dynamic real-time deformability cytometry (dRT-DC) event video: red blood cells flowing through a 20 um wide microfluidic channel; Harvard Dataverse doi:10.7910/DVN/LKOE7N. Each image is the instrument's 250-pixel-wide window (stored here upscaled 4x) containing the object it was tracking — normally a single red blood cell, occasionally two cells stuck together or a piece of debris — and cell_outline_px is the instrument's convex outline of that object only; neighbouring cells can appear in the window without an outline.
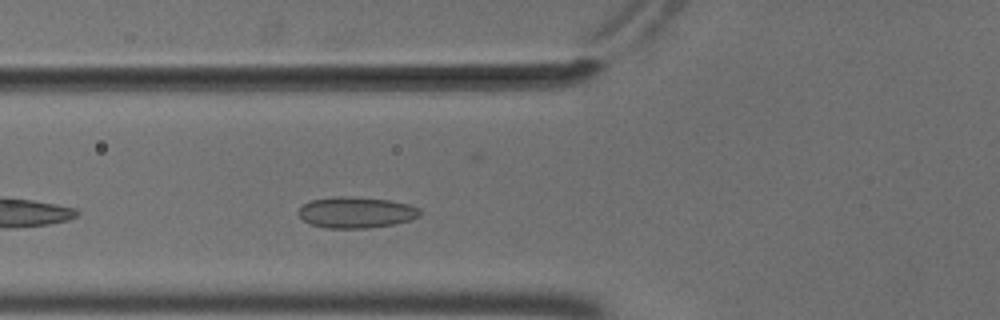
{"species": "common noctule bat (a hibernating species)", "species_latin": "Nyctalus noctula", "temperature_condition": "cold", "stored_images_in_passage": 31, "camera_frame_rate_fps": 3000, "um_per_image_px": 0.085, "animal": {"sex": "male", "body_mass_g": 18.8}, "frame": {"image": 1, "passage_image": 5, "time_ms": 1.333, "image_size_px": [1000, 320], "cell_outline_px": [[420, 216], [412, 220], [396, 224], [368, 228], [324, 228], [312, 224], [304, 220], [296, 212], [304, 204], [312, 200], [332, 196], [348, 196], [388, 200], [408, 204], [420, 208]], "centroid_in_image_um": [30.29, 18.06], "position_along_channel_um": 95.5, "area_um2": 22.14}}
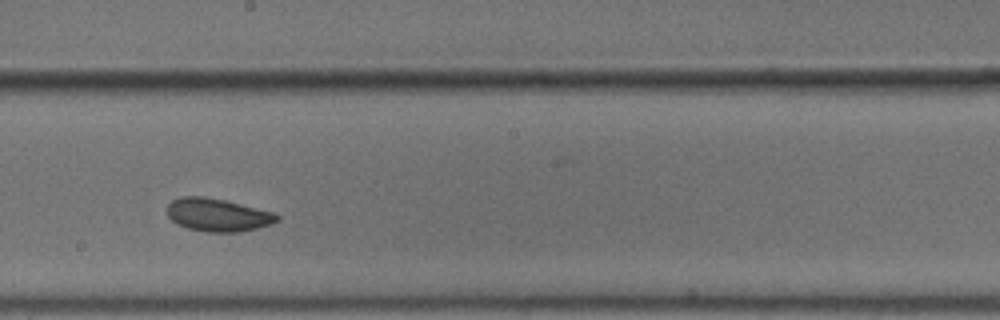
{"frame": {"image": 2, "passage_image": 16, "time_ms": 5.0, "image_size_px": [1000, 320], "cell_outline_px": [[280, 220], [272, 224], [240, 232], [208, 232], [188, 228], [176, 224], [168, 216], [168, 204], [172, 200], [184, 196], [200, 196], [224, 200], [276, 212], [280, 216]], "centroid_in_image_um": [18.55, 18.27], "position_along_channel_um": 229.7, "area_um2": 21.15}}
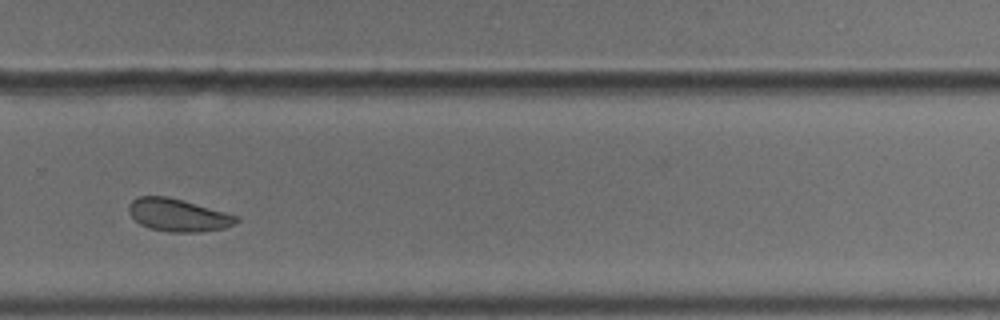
{"frame": {"image": 3, "passage_image": 23, "time_ms": 7.333, "image_size_px": [1000, 320], "cell_outline_px": [[240, 220], [236, 224], [224, 228], [200, 232], [168, 232], [152, 228], [140, 224], [128, 212], [128, 204], [132, 200], [140, 196], [164, 196], [180, 200], [224, 212], [236, 216]], "centroid_in_image_um": [15.12, 18.29], "position_along_channel_um": 314.7, "area_um2": 20.11}, "authors_computed_cell_mechanics": {"area_um2": 20.808, "velocity_mm_per_s": 3.6508, "shape_relaxation_time_tau1_ms": 10.1129, "shape_relaxation_time_tau2_ms": 2.6276, "deformation_change_tau1": 0.1429, "deformation_change_tau2": 0.0623}}